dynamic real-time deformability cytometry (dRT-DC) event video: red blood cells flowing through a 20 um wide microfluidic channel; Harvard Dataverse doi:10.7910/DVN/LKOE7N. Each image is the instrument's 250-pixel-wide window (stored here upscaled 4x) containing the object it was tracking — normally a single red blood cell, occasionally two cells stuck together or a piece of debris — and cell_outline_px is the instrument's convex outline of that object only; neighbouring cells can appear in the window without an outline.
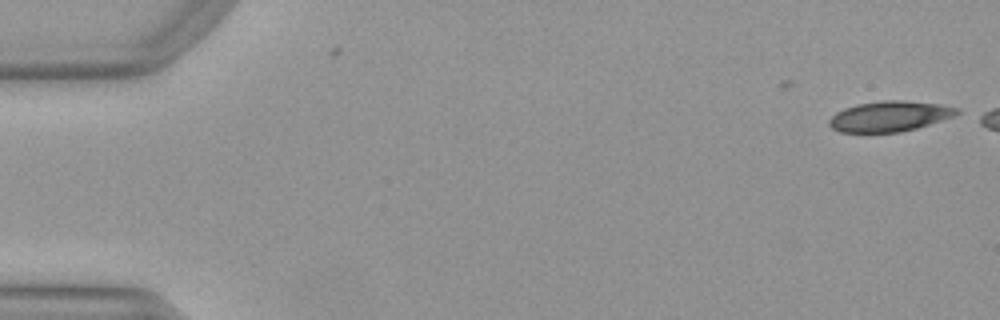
{"species": "Egyptian fruit bat (a non-hibernating species)", "species_latin": "Rousettus aegyptiacus", "temperature_condition": "warm", "stored_images_in_passage": 4, "camera_frame_rate_fps": 3000, "um_per_image_px": 0.085, "animal": {"sex": "female"}, "frame": {"image": 1, "passage_image": 1, "time_ms": 0.0, "image_size_px": [1000, 320], "cell_outline_px": [[960, 112], [952, 116], [916, 128], [900, 132], [840, 132], [832, 128], [828, 124], [828, 120], [836, 112], [844, 108], [856, 104], [884, 100], [904, 100], [940, 104], [960, 108]], "centroid_in_image_um": [75.59, 9.87], "position_along_channel_um": 9.4, "area_um2": 22.54}}